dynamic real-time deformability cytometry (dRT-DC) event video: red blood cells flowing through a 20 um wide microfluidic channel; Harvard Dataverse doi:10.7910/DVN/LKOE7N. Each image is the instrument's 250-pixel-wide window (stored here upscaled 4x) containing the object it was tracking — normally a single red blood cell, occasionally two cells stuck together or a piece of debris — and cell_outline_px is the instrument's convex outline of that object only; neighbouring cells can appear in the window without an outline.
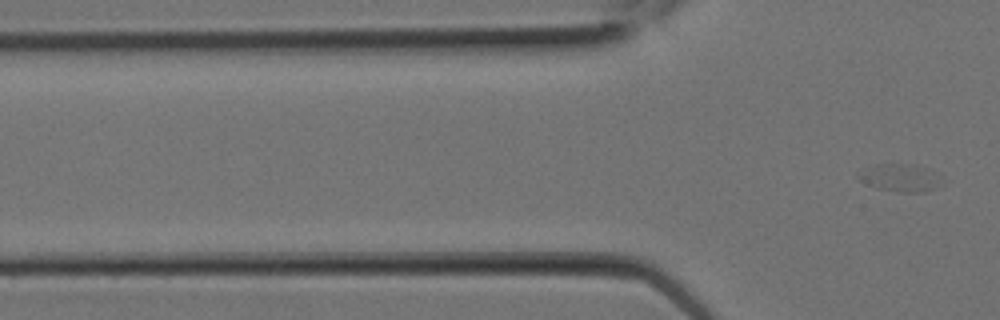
{"species": "Egyptian fruit bat (a non-hibernating species)", "species_latin": "Rousettus aegyptiacus", "temperature_condition": "room temperature", "stored_images_in_passage": 2, "segment_of_instrument_passage": [2, 2], "camera_frame_rate_fps": 3000, "um_per_image_px": 0.085, "animal": {"sex": "female"}, "frame": {"image": 1, "passage_image": 2, "time_ms": 0.333, "image_size_px": [1000, 320], "cell_outline_px": [[936, 188], [924, 192], [900, 192], [876, 188], [860, 180], [856, 176], [856, 172], [876, 164], [916, 164]], "centroid_in_image_um": [76.17, 15.12], "position_along_channel_um": 49.6, "area_um2": 12.02}}